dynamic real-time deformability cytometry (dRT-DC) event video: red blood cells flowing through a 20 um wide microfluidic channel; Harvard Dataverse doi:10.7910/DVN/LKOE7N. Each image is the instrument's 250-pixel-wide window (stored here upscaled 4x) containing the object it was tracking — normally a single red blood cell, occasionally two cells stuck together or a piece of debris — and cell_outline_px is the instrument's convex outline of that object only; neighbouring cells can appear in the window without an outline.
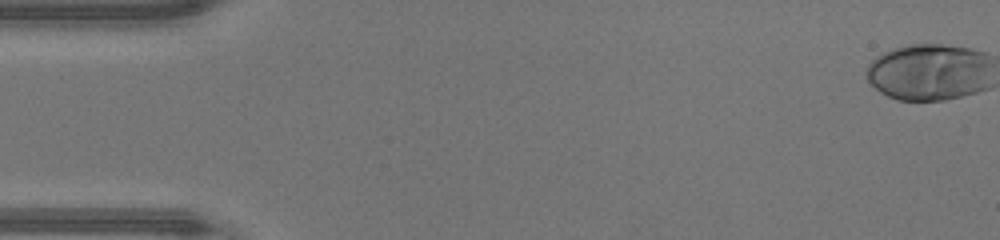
{"species": "human", "species_latin": "Homo sapiens", "temperature_condition": "warm", "stored_images_in_passage": 48, "camera_frame_rate_fps": 3000, "um_per_image_px": 0.085, "donor": {"sex": "male"}, "frame": {"image": 1, "passage_image": 1, "time_ms": 0.0, "image_size_px": [1000, 240], "cell_outline_px": [[980, 88], [972, 92], [940, 100], [900, 100], [876, 88], [872, 84], [868, 76], [868, 72], [872, 64], [876, 60], [900, 48], [964, 48], [976, 52]], "centroid_in_image_um": [78.73, 6.24], "position_along_channel_um": 6.3, "area_um2": 35.72}}
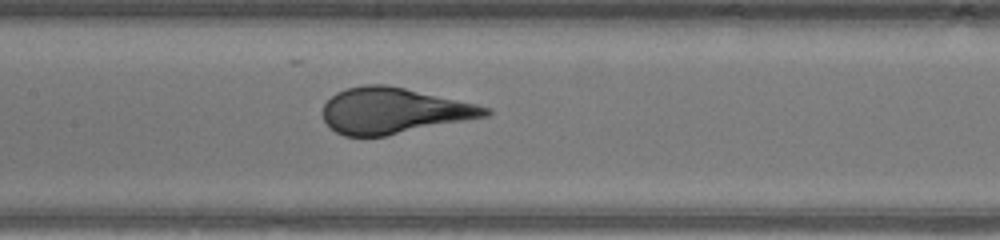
{"frame": {"image": 2, "passage_image": 23, "time_ms": 7.333, "image_size_px": [1000, 240], "cell_outline_px": [[492, 112], [484, 116], [384, 136], [348, 136], [336, 132], [324, 120], [324, 104], [332, 96], [348, 88], [404, 88], [472, 104], [488, 108]], "centroid_in_image_um": [33.42, 9.46], "position_along_channel_um": 174.0, "area_um2": 40.92}}
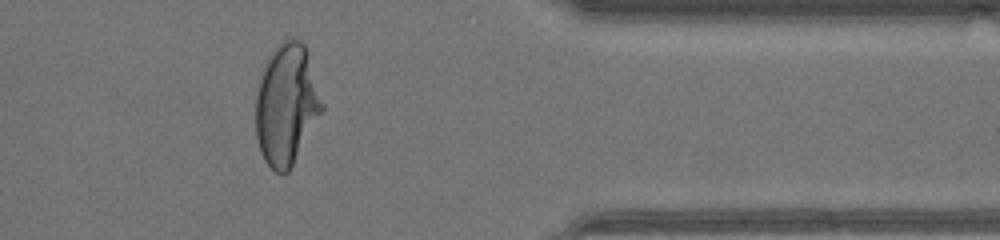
{"frame": {"image": 3, "passage_image": 39, "time_ms": 12.667, "image_size_px": [1000, 240], "cell_outline_px": [[324, 108], [288, 172], [276, 172], [268, 164], [260, 148], [256, 132], [256, 100], [260, 84], [264, 72], [272, 56], [284, 44], [292, 40], [296, 40], [304, 44]], "centroid_in_image_um": [24.37, 9.0], "position_along_channel_um": 387.0, "area_um2": 44.16}, "authors_computed_cell_mechanics": {"area_um2": 41.0958, "velocity_mm_per_s": 4.3988, "shape_relaxation_time_tau1_ms": 4.5574, "shape_relaxation_time_tau2_ms": null, "deformation_change_tau1": 0.2657, "deformation_change_tau2": null}}